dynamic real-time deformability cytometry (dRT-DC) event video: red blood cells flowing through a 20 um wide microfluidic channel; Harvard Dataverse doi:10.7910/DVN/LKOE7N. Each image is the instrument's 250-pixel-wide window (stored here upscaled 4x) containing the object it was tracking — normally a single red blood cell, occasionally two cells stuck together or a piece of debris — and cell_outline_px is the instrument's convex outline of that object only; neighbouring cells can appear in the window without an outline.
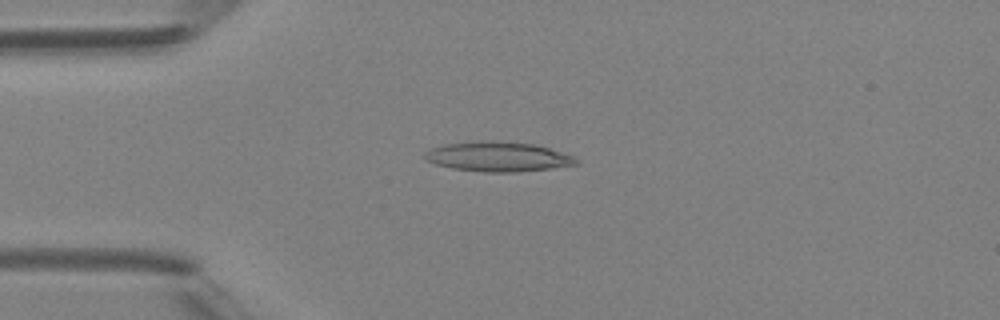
{"species": "Egyptian fruit bat (a non-hibernating species)", "species_latin": "Rousettus aegyptiacus", "temperature_condition": "room temperature", "stored_images_in_passage": 4, "camera_frame_rate_fps": 3000, "um_per_image_px": 0.085, "animal": {"sex": "female"}, "frame": {"image": 1, "passage_image": 3, "time_ms": 2.667, "image_size_px": [1000, 320], "cell_outline_px": [[580, 160], [576, 164], [552, 168], [516, 172], [484, 172], [452, 168], [436, 164], [424, 160], [424, 152], [432, 148], [444, 144], [480, 140], [492, 140], [532, 144], [548, 148], [572, 156]], "centroid_in_image_um": [42.27, 13.31], "position_along_channel_um": 42.7, "area_um2": 26.18}}